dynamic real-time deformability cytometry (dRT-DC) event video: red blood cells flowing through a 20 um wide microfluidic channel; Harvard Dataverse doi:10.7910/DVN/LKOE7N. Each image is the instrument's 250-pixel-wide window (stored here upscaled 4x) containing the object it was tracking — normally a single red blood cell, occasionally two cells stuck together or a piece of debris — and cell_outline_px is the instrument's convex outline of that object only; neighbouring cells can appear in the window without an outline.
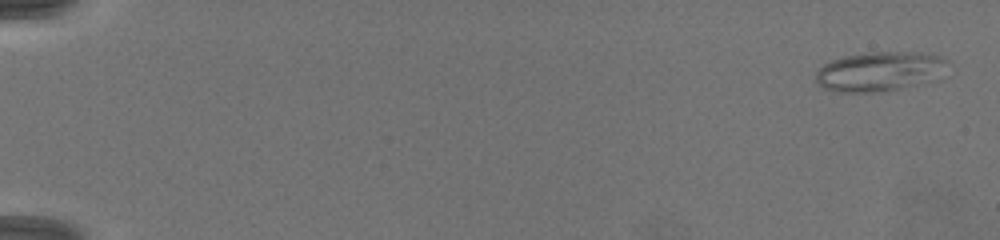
{"species": "common noctule bat (a hibernating species)", "species_latin": "Nyctalus noctula", "temperature_condition": "warm", "stored_images_in_passage": 9, "camera_frame_rate_fps": 3000, "um_per_image_px": 0.085, "animal": {"sex": "female", "body_mass_g": 19.5, "forearm_length_mm": 54.1}, "frame": {"image": 1, "passage_image": 1, "time_ms": 0.0, "image_size_px": [1000, 240], "cell_outline_px": [[952, 60], [948, 76], [940, 80], [896, 88], [872, 92], [836, 92], [824, 88], [816, 84], [816, 72], [824, 64], [832, 60], [844, 56], [872, 52], [924, 52], [940, 56]], "centroid_in_image_um": [74.93, 6.06], "position_along_channel_um": 10.1, "area_um2": 31.21}}